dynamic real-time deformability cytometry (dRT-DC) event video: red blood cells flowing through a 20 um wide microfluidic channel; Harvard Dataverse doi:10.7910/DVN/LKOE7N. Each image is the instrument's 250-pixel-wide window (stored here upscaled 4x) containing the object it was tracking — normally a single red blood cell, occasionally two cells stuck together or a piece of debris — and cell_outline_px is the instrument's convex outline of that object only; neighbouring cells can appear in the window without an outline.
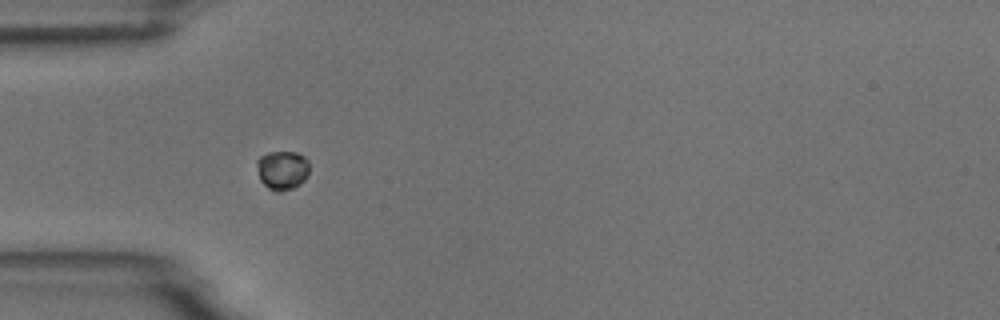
{"species": "common noctule bat (a hibernating species)", "species_latin": "Nyctalus noctula", "temperature_condition": "room temperature", "stored_images_in_passage": 3, "camera_frame_rate_fps": 3000, "um_per_image_px": 0.085, "animal": {"sex": "male", "body_mass_g": 18.8}, "frame": {"image": 1, "passage_image": 1, "time_ms": 0.0, "image_size_px": [1000, 320], "cell_outline_px": [[308, 176], [300, 184], [292, 188], [280, 192], [276, 192], [268, 188], [260, 180], [256, 164], [256, 160], [260, 156], [268, 152], [296, 152], [304, 156], [308, 160]], "centroid_in_image_um": [23.99, 14.46], "position_along_channel_um": 61.0, "area_um2": 12.08}}